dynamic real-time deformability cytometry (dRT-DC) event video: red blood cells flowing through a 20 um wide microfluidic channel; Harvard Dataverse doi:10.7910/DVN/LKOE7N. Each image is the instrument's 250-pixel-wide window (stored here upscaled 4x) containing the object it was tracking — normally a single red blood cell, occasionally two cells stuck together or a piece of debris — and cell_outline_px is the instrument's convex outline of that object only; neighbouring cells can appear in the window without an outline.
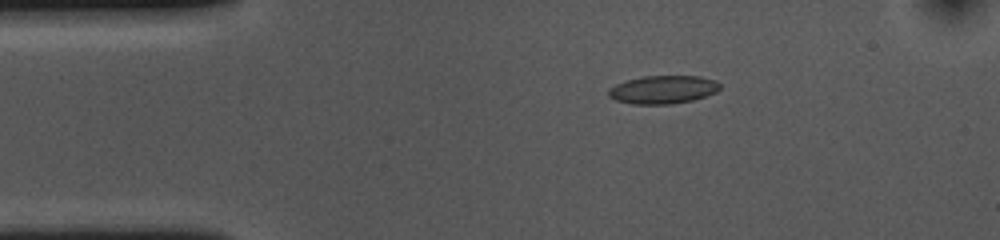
{"species": "common noctule bat (a hibernating species)", "species_latin": "Nyctalus noctula", "temperature_condition": "cold", "stored_images_in_passage": 54, "camera_frame_rate_fps": 3000, "um_per_image_px": 0.085, "animal": {"sex": "female", "body_mass_g": 10.0, "forearm_length_mm": 53.1}, "frame": {"image": 1, "passage_image": 9, "time_ms": 2.667, "image_size_px": [1000, 240], "cell_outline_px": [[720, 88], [716, 92], [692, 100], [672, 104], [632, 104], [616, 100], [608, 96], [608, 88], [616, 84], [628, 80], [644, 76], [700, 76], [716, 80], [720, 84]], "centroid_in_image_um": [56.35, 7.61], "position_along_channel_um": 28.6, "area_um2": 18.26}}
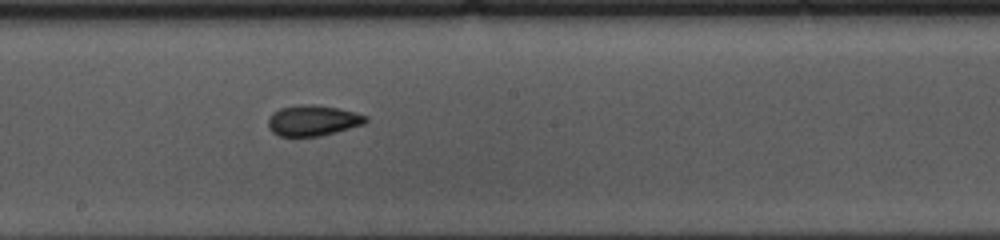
{"frame": {"image": 2, "passage_image": 28, "time_ms": 9.0, "image_size_px": [1000, 240], "cell_outline_px": [[368, 120], [364, 124], [336, 132], [320, 136], [280, 136], [272, 132], [268, 128], [268, 120], [272, 112], [280, 108], [300, 104], [308, 104], [340, 108], [368, 116]], "centroid_in_image_um": [26.59, 10.24], "position_along_channel_um": 221.6, "area_um2": 17.51}}
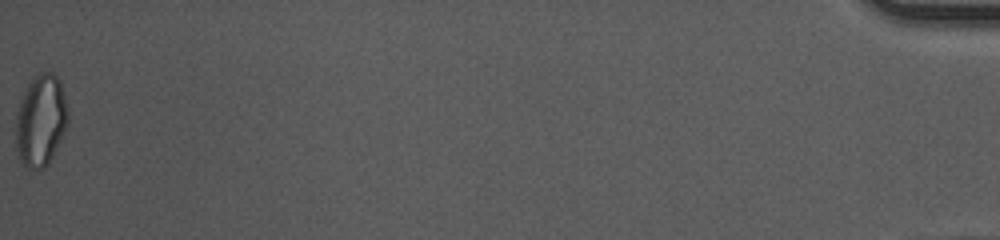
{"frame": {"image": 3, "passage_image": 54, "time_ms": 17.667, "image_size_px": [1000, 240], "cell_outline_px": [[68, 120], [64, 132], [48, 164], [44, 168], [28, 168], [20, 164], [16, 148], [16, 112], [20, 100], [32, 76], [40, 72], [52, 72], [60, 80], [68, 112]], "centroid_in_image_um": [3.44, 10.23], "position_along_channel_um": 431.8, "area_um2": 27.92}, "authors_computed_cell_mechanics": {"area_um2": 17.9758, "velocity_mm_per_s": 3.6578, "shape_relaxation_time_tau1_ms": null, "shape_relaxation_time_tau2_ms": 4.25, "deformation_change_tau1": null, "deformation_change_tau2": 0.0994}}